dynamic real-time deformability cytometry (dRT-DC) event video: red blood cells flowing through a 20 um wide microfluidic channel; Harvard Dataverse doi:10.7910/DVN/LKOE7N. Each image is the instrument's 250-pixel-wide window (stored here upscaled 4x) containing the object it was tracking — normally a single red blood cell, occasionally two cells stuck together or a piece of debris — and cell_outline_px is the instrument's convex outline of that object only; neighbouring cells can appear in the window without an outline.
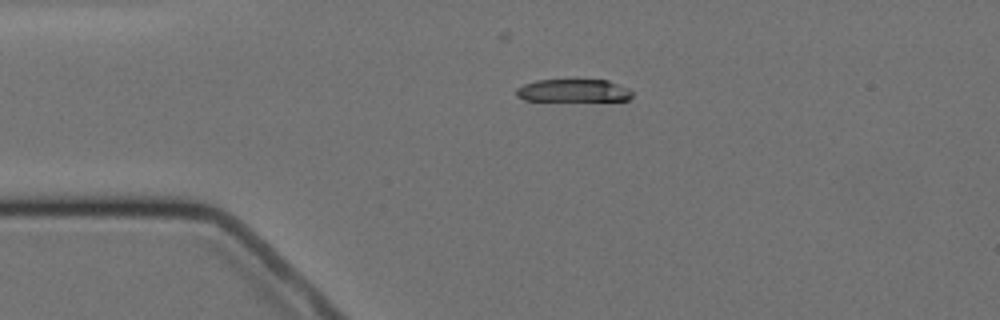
{"species": "Egyptian fruit bat (a non-hibernating species)", "species_latin": "Rousettus aegyptiacus", "temperature_condition": "cold", "stored_images_in_passage": 4, "segment_of_instrument_passage": [2, 2], "camera_frame_rate_fps": 3000, "um_per_image_px": 0.085, "animal": {"sex": "female"}, "frame": {"image": 1, "passage_image": 4, "time_ms": 3.333, "image_size_px": [1000, 320], "cell_outline_px": [[632, 96], [628, 100], [524, 100], [516, 96], [516, 88], [524, 84], [536, 80], [608, 80], [628, 88], [632, 92]], "centroid_in_image_um": [48.71, 7.7], "position_along_channel_um": 36.3, "area_um2": 15.2}}